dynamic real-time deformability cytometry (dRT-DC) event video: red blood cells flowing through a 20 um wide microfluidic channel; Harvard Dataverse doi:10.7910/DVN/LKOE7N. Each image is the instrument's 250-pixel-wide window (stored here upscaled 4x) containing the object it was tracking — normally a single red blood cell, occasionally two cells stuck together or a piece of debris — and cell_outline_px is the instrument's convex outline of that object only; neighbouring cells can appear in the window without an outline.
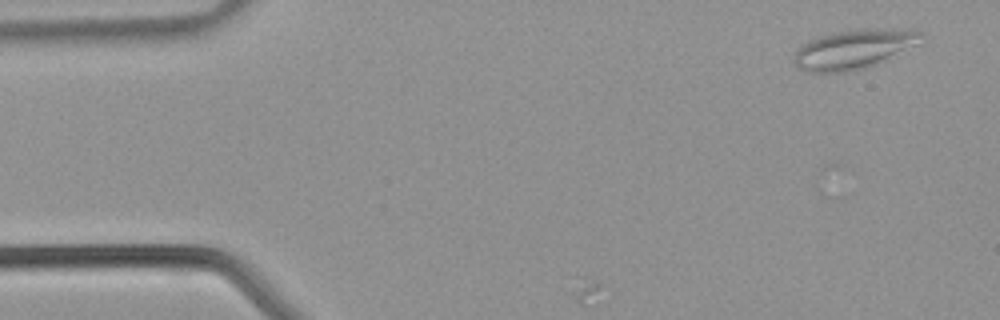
{"species": "common noctule bat (a hibernating species)", "species_latin": "Nyctalus noctula", "temperature_condition": "warm", "stored_images_in_passage": 7, "camera_frame_rate_fps": 3000, "um_per_image_px": 0.085, "animal": {"sex": "male", "body_mass_g": 21.5, "forearm_length_mm": 52.0}, "frame": {"image": 1, "passage_image": 2, "time_ms": 0.333, "image_size_px": [1000, 320], "cell_outline_px": [[924, 36], [876, 64], [864, 68], [844, 72], [808, 72], [800, 68], [792, 60], [796, 52], [804, 44], [820, 36], [840, 32], [872, 28], [912, 28], [924, 32]], "centroid_in_image_um": [72.54, 4.17], "position_along_channel_um": 12.5, "area_um2": 28.09}}